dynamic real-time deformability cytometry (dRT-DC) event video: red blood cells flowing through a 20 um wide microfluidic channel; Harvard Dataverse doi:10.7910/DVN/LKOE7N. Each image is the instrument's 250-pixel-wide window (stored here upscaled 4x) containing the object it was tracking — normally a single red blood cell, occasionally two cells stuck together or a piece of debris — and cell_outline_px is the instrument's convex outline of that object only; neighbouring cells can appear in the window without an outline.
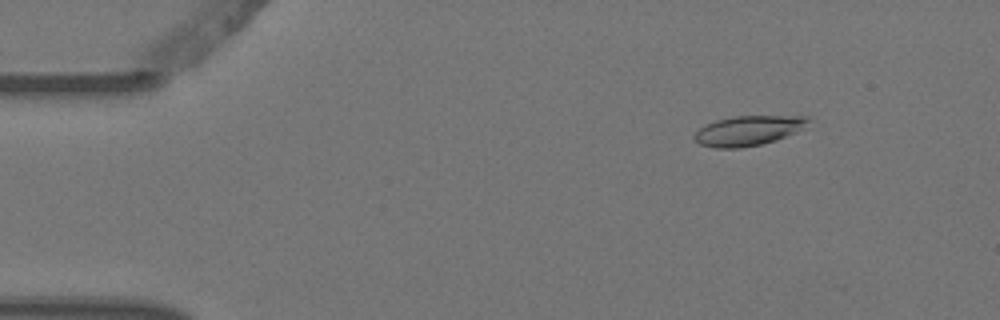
{"species": "Egyptian fruit bat (a non-hibernating species)", "species_latin": "Rousettus aegyptiacus", "temperature_condition": "warm", "stored_images_in_passage": 6, "camera_frame_rate_fps": 3000, "um_per_image_px": 0.085, "animal": {"sex": "female"}, "frame": {"image": 1, "passage_image": 2, "time_ms": 0.333, "image_size_px": [1000, 320], "cell_outline_px": [[812, 116], [808, 128], [776, 140], [760, 144], [740, 148], [716, 148], [700, 144], [692, 136], [704, 124], [716, 120], [736, 116]], "centroid_in_image_um": [63.67, 11.09], "position_along_channel_um": 21.3, "area_um2": 20.06}}
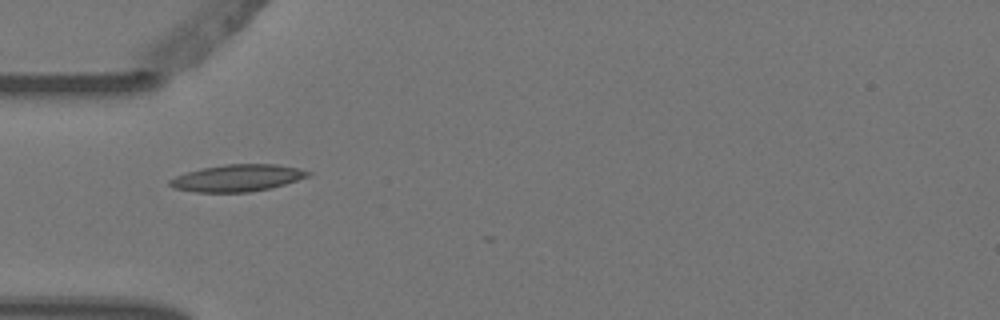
{"frame": {"image": 2, "passage_image": 5, "time_ms": 1.333, "image_size_px": [1000, 320], "cell_outline_px": [[312, 176], [272, 188], [248, 192], [196, 192], [172, 188], [168, 184], [168, 180], [176, 176], [188, 172], [204, 168], [228, 164], [276, 164], [296, 168], [312, 172]], "centroid_in_image_um": [20.2, 15.14], "position_along_channel_um": 64.8, "area_um2": 21.68}}